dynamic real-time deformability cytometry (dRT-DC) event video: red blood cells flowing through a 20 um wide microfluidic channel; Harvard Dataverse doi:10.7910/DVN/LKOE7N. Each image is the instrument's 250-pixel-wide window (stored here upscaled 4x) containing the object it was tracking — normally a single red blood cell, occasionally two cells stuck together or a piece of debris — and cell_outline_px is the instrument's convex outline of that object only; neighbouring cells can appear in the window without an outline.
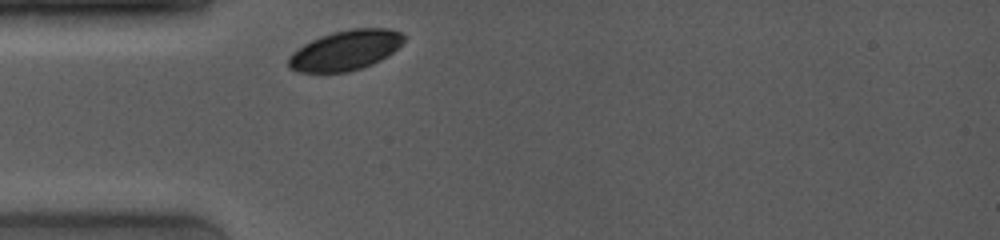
{"species": "common noctule bat (a hibernating species)", "species_latin": "Nyctalus noctula", "temperature_condition": "room temperature", "stored_images_in_passage": 28, "camera_frame_rate_fps": 4000, "um_per_image_px": 0.085, "animal": {"sex": "female", "body_mass_g": 19.0, "forearm_length_mm": 53.3}, "frame": {"image": 1, "passage_image": 1, "time_ms": 0.0, "image_size_px": [1000, 240], "cell_outline_px": [[404, 40], [388, 56], [372, 64], [348, 72], [300, 72], [288, 68], [288, 60], [292, 52], [304, 44], [320, 36], [332, 32], [352, 28], [388, 28], [400, 32], [404, 36]], "centroid_in_image_um": [29.34, 4.27], "position_along_channel_um": 55.7, "area_um2": 26.76}}
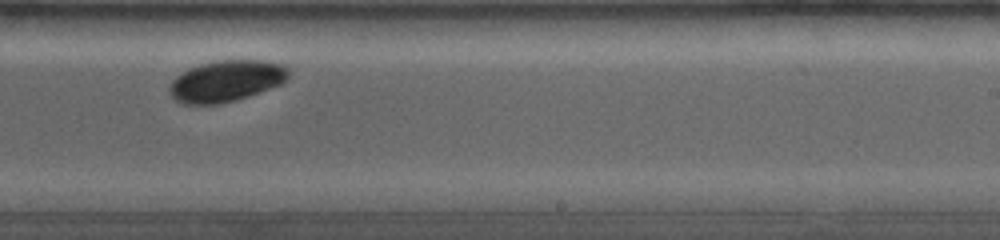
{"frame": {"image": 2, "passage_image": 14, "time_ms": 5.75, "image_size_px": [1000, 240], "cell_outline_px": [[288, 76], [280, 84], [248, 96], [236, 100], [220, 104], [180, 104], [168, 92], [168, 84], [176, 76], [200, 64], [216, 60], [264, 60], [284, 64], [288, 68]], "centroid_in_image_um": [19.2, 6.89], "position_along_channel_um": 269.8, "area_um2": 28.67}}
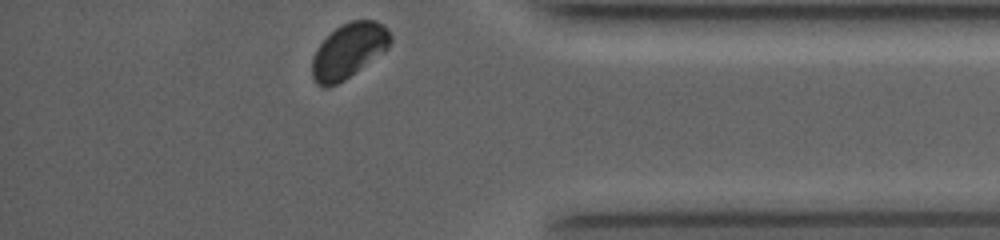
{"frame": {"image": 3, "passage_image": 28, "time_ms": 9.5, "image_size_px": [1000, 240], "cell_outline_px": [[392, 40], [388, 48], [384, 52], [344, 80], [328, 88], [324, 88], [316, 84], [312, 80], [312, 56], [316, 48], [336, 28], [352, 20], [376, 20], [388, 28], [392, 36]], "centroid_in_image_um": [29.64, 4.33], "position_along_channel_um": 405.6, "area_um2": 25.14}, "authors_computed_cell_mechanics": {"area_um2": 27.744, "velocity_mm_per_s": 3.8416, "shape_relaxation_time_tau1_ms": 1.1766, "shape_relaxation_time_tau2_ms": 1.4427, "deformation_change_tau1": 0.0399, "deformation_change_tau2": 0.0188}}